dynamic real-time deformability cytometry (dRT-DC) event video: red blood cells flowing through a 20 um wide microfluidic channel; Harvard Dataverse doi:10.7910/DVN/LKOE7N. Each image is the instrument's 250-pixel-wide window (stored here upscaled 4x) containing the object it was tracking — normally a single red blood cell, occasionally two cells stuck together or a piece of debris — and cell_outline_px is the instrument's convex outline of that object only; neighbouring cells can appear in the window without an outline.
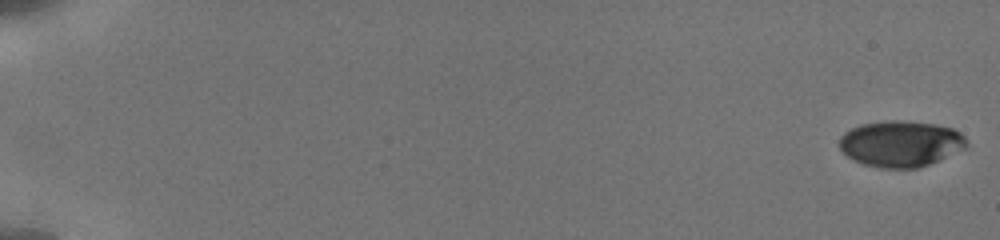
{"species": "human", "species_latin": "Homo sapiens", "temperature_condition": "cold", "stored_images_in_passage": 26, "camera_frame_rate_fps": 3000, "um_per_image_px": 0.085, "donor": {"sex": "male"}, "frame": {"image": 1, "passage_image": 1, "time_ms": 0.0, "image_size_px": [1000, 240], "cell_outline_px": [[968, 148], [940, 160], [916, 168], [880, 168], [864, 164], [848, 156], [840, 148], [840, 136], [844, 132], [860, 124], [888, 120], [896, 120], [936, 124], [952, 128], [960, 132], [964, 136], [968, 144]], "centroid_in_image_um": [76.6, 12.21], "position_along_channel_um": 8.4, "area_um2": 34.22}}
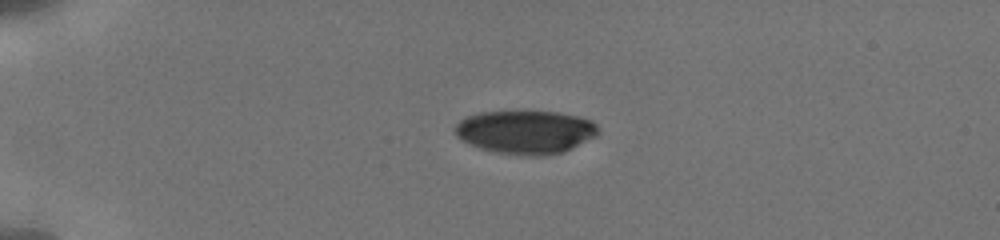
{"frame": {"image": 2, "passage_image": 19, "time_ms": 4.667, "image_size_px": [1000, 240], "cell_outline_px": [[600, 132], [596, 136], [564, 152], [544, 156], [528, 156], [500, 152], [480, 148], [456, 136], [452, 128], [460, 120], [468, 116], [480, 112], [520, 108], [560, 112], [592, 120], [596, 124]], "centroid_in_image_um": [44.68, 11.16], "position_along_channel_um": 40.3, "area_um2": 37.22}}